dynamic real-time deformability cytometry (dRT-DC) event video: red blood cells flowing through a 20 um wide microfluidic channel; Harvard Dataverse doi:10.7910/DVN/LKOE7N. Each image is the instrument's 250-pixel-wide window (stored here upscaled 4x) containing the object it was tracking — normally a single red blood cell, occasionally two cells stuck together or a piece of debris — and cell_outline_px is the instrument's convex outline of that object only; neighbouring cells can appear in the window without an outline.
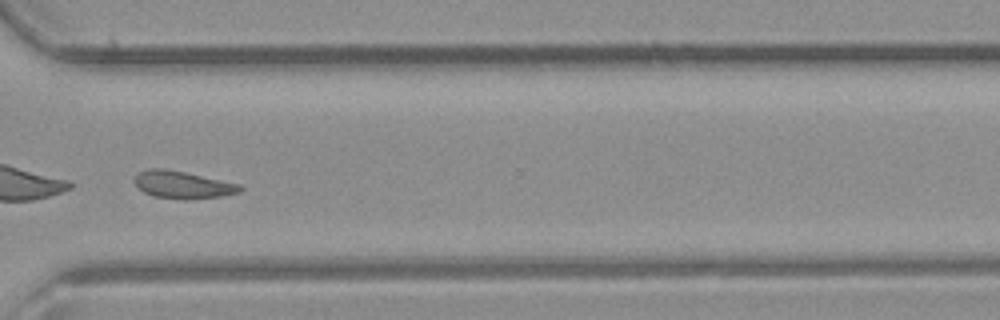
{"species": "common noctule bat (a hibernating species)", "species_latin": "Nyctalus noctula", "temperature_condition": "room temperature", "stored_images_in_passage": 26, "camera_frame_rate_fps": 3000, "um_per_image_px": 0.085, "animal": {"sex": "male", "body_mass_g": 23.1, "forearm_length_mm": 52.7}, "frame": {"image": 1, "passage_image": 22, "time_ms": 7.0, "image_size_px": [1000, 320], "cell_outline_px": [[244, 188], [240, 192], [220, 196], [188, 200], [184, 200], [152, 196], [144, 192], [132, 180], [140, 172], [148, 168], [164, 168], [184, 172], [240, 184]], "centroid_in_image_um": [15.52, 15.71], "position_along_channel_um": 355.1, "area_um2": 16.82}}